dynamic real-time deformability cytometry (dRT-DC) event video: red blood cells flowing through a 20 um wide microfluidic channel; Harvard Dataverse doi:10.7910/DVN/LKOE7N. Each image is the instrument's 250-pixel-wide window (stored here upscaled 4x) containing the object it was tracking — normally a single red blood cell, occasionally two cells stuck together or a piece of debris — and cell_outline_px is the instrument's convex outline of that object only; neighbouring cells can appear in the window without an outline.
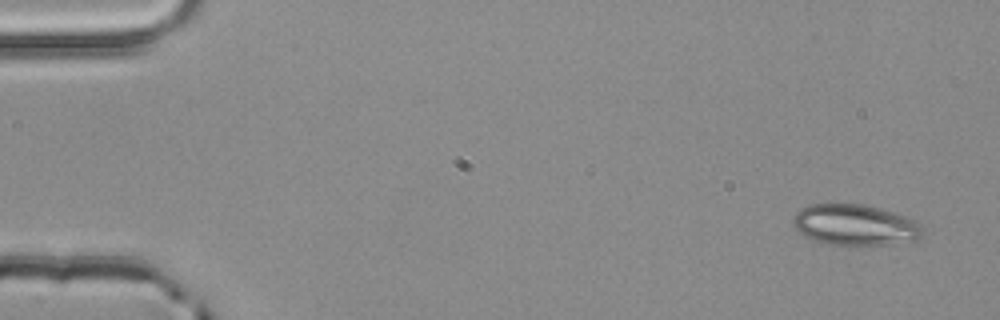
{"species": "common noctule bat (a hibernating species)", "species_latin": "Nyctalus noctula", "temperature_condition": "room temperature", "stored_images_in_passage": 5, "camera_frame_rate_fps": 3000, "um_per_image_px": 0.085, "animal": {"sex": "male", "body_mass_g": 20.4}, "frame": {"image": 1, "passage_image": 1, "time_ms": 0.0, "image_size_px": [1000, 320], "cell_outline_px": [[920, 236], [916, 240], [884, 244], [828, 244], [812, 240], [804, 236], [792, 224], [792, 220], [796, 212], [800, 208], [808, 204], [860, 204], [880, 208], [896, 212], [908, 216], [916, 220], [920, 224]], "centroid_in_image_um": [72.64, 19.09], "position_along_channel_um": 12.4, "area_um2": 30.75}}